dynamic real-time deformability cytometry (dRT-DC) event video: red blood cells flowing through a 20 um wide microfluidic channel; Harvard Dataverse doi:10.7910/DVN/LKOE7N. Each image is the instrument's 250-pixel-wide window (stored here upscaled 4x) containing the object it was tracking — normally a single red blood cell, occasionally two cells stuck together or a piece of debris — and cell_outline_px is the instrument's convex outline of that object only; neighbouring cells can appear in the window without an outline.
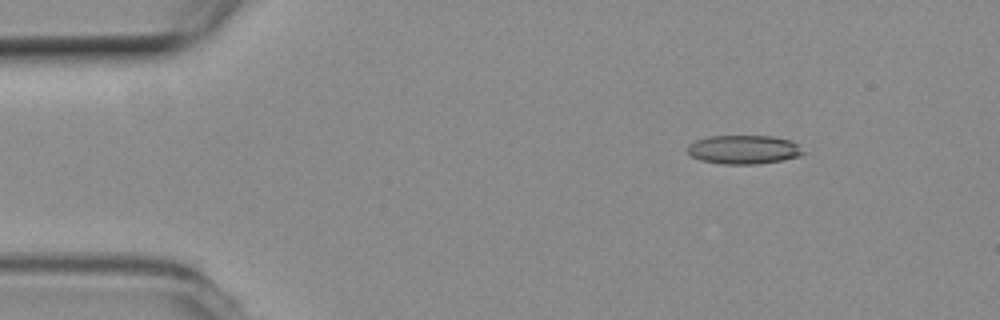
{"species": "common noctule bat (a hibernating species)", "species_latin": "Nyctalus noctula", "temperature_condition": "room temperature", "stored_images_in_passage": 15, "camera_frame_rate_fps": 3000, "um_per_image_px": 0.085, "animal": {"sex": "female", "body_mass_g": 19.3, "forearm_length_mm": 54.1}, "frame": {"image": 1, "passage_image": 7, "time_ms": 2.0, "image_size_px": [1000, 320], "cell_outline_px": [[808, 152], [800, 156], [780, 160], [756, 164], [720, 164], [700, 160], [692, 156], [688, 152], [688, 144], [696, 140], [708, 136], [772, 136], [792, 140]], "centroid_in_image_um": [63.25, 12.71], "position_along_channel_um": 21.8, "area_um2": 19.59}}